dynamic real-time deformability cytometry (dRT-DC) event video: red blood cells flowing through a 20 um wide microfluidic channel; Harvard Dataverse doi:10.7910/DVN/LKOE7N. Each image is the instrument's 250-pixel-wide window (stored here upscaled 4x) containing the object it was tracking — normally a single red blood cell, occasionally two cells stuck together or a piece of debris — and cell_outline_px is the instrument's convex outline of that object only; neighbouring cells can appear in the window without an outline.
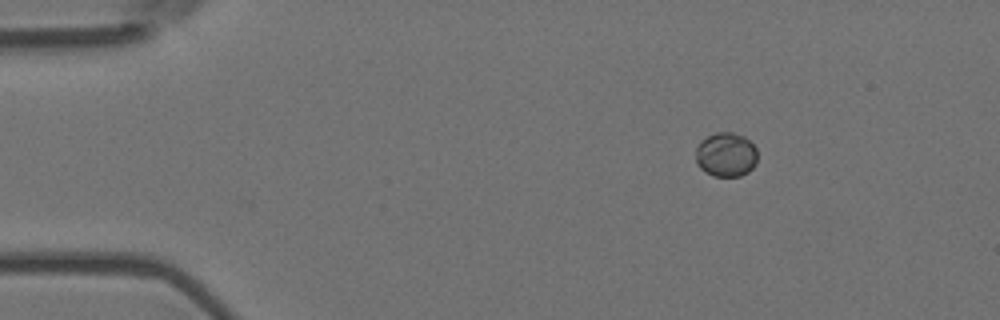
{"species": "Egyptian fruit bat (a non-hibernating species)", "species_latin": "Rousettus aegyptiacus", "temperature_condition": "room temperature", "stored_images_in_passage": 4, "camera_frame_rate_fps": 3000, "um_per_image_px": 0.085, "animal": {"sex": "female"}, "frame": {"image": 1, "passage_image": 1, "time_ms": 0.0, "image_size_px": [1000, 320], "cell_outline_px": [[756, 164], [748, 172], [740, 176], [712, 176], [700, 168], [696, 164], [696, 148], [700, 140], [716, 132], [732, 132], [744, 136], [756, 148]], "centroid_in_image_um": [61.69, 13.14], "position_along_channel_um": 23.3, "area_um2": 16.01}}
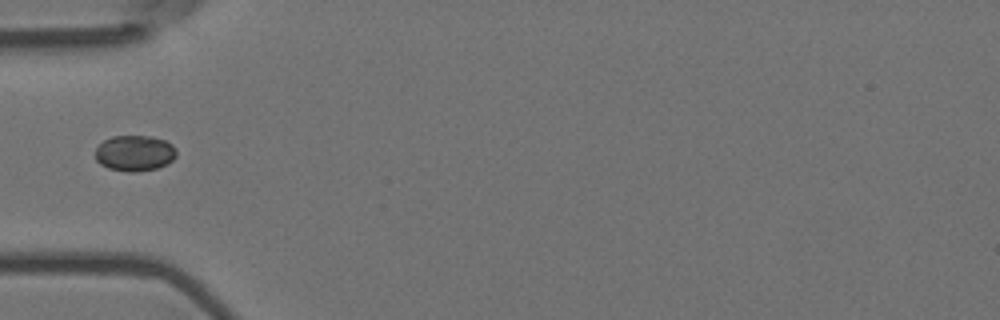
{"frame": {"image": 2, "passage_image": 4, "time_ms": 1.0, "image_size_px": [1000, 320], "cell_outline_px": [[176, 156], [168, 164], [156, 168], [136, 172], [128, 172], [108, 168], [100, 164], [96, 160], [96, 148], [104, 140], [112, 136], [152, 136], [164, 140], [172, 144], [176, 148]], "centroid_in_image_um": [11.46, 13.02], "position_along_channel_um": 73.5, "area_um2": 16.99}}